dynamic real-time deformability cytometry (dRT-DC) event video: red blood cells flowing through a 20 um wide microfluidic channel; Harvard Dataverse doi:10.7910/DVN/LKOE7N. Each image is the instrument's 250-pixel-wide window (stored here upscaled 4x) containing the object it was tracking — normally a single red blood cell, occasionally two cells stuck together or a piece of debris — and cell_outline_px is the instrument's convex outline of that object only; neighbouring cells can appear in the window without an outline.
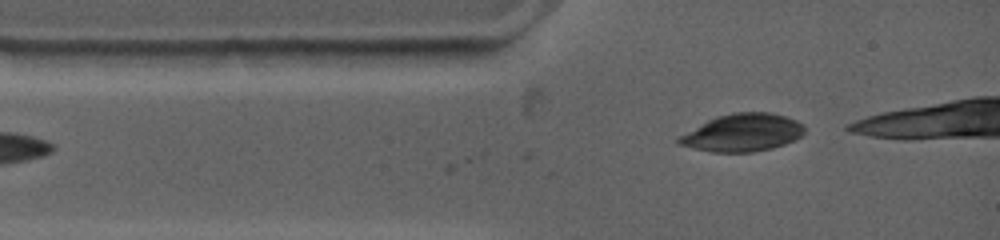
{"species": "common noctule bat (a hibernating species)", "species_latin": "Nyctalus noctula", "temperature_condition": "warm", "stored_images_in_passage": 3, "camera_frame_rate_fps": 4500, "um_per_image_px": 0.085, "animal": {"sex": "female", "body_mass_g": 19.0, "forearm_length_mm": 53.3}, "frame": {"image": 1, "passage_image": 1, "time_ms": 0.0, "image_size_px": [1000, 240], "cell_outline_px": [[804, 132], [800, 136], [784, 144], [752, 152], [712, 152], [680, 144], [676, 140], [676, 136], [716, 116], [732, 112], [772, 112], [796, 120], [804, 124]], "centroid_in_image_um": [63.09, 11.26], "position_along_channel_um": 21.9, "area_um2": 27.4}}